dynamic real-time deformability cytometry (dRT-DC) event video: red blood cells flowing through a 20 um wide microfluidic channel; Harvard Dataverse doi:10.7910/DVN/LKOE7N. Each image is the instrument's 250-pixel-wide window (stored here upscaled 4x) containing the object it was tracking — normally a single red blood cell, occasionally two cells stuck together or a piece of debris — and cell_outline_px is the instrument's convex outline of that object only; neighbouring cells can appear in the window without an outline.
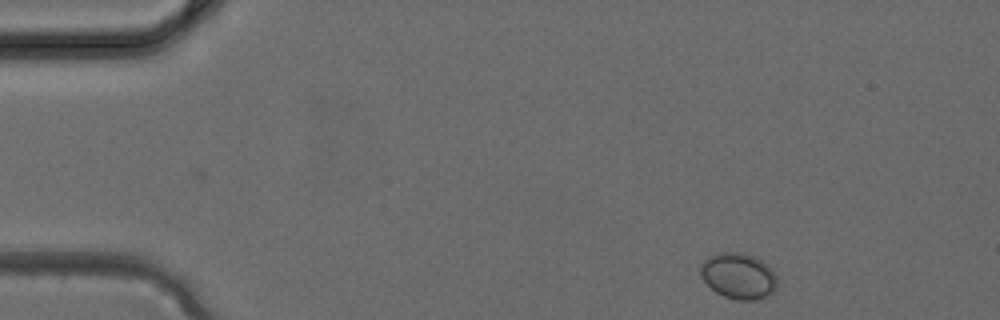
{"species": "common noctule bat (a hibernating species)", "species_latin": "Nyctalus noctula", "temperature_condition": "cold", "stored_images_in_passage": 2, "camera_frame_rate_fps": 3000, "um_per_image_px": 0.085, "animal": {"sex": "female", "body_mass_g": 24.6, "forearm_length_mm": 56.2}, "frame": {"image": 1, "passage_image": 1, "time_ms": 0.0, "image_size_px": [1000, 320], "cell_outline_px": [[776, 292], [768, 296], [752, 300], [736, 300], [724, 296], [716, 292], [700, 276], [700, 264], [708, 256], [720, 252], [740, 252], [756, 256], [768, 264], [772, 268], [776, 276]], "centroid_in_image_um": [62.79, 23.44], "position_along_channel_um": 22.2, "area_um2": 20.87}}